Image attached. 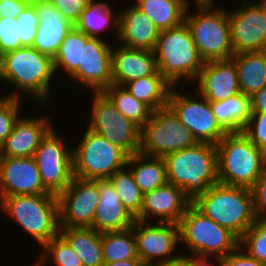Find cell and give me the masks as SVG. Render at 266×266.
I'll return each instance as SVG.
<instances>
[{
  "label": "cell",
  "instance_id": "cell-1",
  "mask_svg": "<svg viewBox=\"0 0 266 266\" xmlns=\"http://www.w3.org/2000/svg\"><path fill=\"white\" fill-rule=\"evenodd\" d=\"M55 76L53 58L33 47H22L1 56L0 82L15 88L3 96L31 97L38 107L46 108L44 106H49L53 97Z\"/></svg>",
  "mask_w": 266,
  "mask_h": 266
},
{
  "label": "cell",
  "instance_id": "cell-2",
  "mask_svg": "<svg viewBox=\"0 0 266 266\" xmlns=\"http://www.w3.org/2000/svg\"><path fill=\"white\" fill-rule=\"evenodd\" d=\"M163 159L168 183L182 189L191 201L219 182L216 145L197 142Z\"/></svg>",
  "mask_w": 266,
  "mask_h": 266
},
{
  "label": "cell",
  "instance_id": "cell-3",
  "mask_svg": "<svg viewBox=\"0 0 266 266\" xmlns=\"http://www.w3.org/2000/svg\"><path fill=\"white\" fill-rule=\"evenodd\" d=\"M194 12L188 5L184 22L189 27L192 39L204 62L226 60L234 55L231 42L228 8L193 0Z\"/></svg>",
  "mask_w": 266,
  "mask_h": 266
},
{
  "label": "cell",
  "instance_id": "cell-4",
  "mask_svg": "<svg viewBox=\"0 0 266 266\" xmlns=\"http://www.w3.org/2000/svg\"><path fill=\"white\" fill-rule=\"evenodd\" d=\"M0 210L34 239L39 250L60 233L59 201L54 194L14 195L0 200Z\"/></svg>",
  "mask_w": 266,
  "mask_h": 266
},
{
  "label": "cell",
  "instance_id": "cell-5",
  "mask_svg": "<svg viewBox=\"0 0 266 266\" xmlns=\"http://www.w3.org/2000/svg\"><path fill=\"white\" fill-rule=\"evenodd\" d=\"M191 203L239 239L257 219L251 189L244 187L228 186L218 182L206 192L197 195Z\"/></svg>",
  "mask_w": 266,
  "mask_h": 266
},
{
  "label": "cell",
  "instance_id": "cell-6",
  "mask_svg": "<svg viewBox=\"0 0 266 266\" xmlns=\"http://www.w3.org/2000/svg\"><path fill=\"white\" fill-rule=\"evenodd\" d=\"M154 54L158 71L172 86L194 84L205 63L185 22L160 31Z\"/></svg>",
  "mask_w": 266,
  "mask_h": 266
},
{
  "label": "cell",
  "instance_id": "cell-7",
  "mask_svg": "<svg viewBox=\"0 0 266 266\" xmlns=\"http://www.w3.org/2000/svg\"><path fill=\"white\" fill-rule=\"evenodd\" d=\"M219 183L251 189L266 168V152L244 134L228 133L217 144Z\"/></svg>",
  "mask_w": 266,
  "mask_h": 266
},
{
  "label": "cell",
  "instance_id": "cell-8",
  "mask_svg": "<svg viewBox=\"0 0 266 266\" xmlns=\"http://www.w3.org/2000/svg\"><path fill=\"white\" fill-rule=\"evenodd\" d=\"M178 226L180 245L188 250L181 253L186 255L223 258L239 246V238L234 233L208 218L192 203L186 208Z\"/></svg>",
  "mask_w": 266,
  "mask_h": 266
},
{
  "label": "cell",
  "instance_id": "cell-9",
  "mask_svg": "<svg viewBox=\"0 0 266 266\" xmlns=\"http://www.w3.org/2000/svg\"><path fill=\"white\" fill-rule=\"evenodd\" d=\"M72 147L73 174L87 180H105L126 166L128 155L106 138L88 129Z\"/></svg>",
  "mask_w": 266,
  "mask_h": 266
},
{
  "label": "cell",
  "instance_id": "cell-10",
  "mask_svg": "<svg viewBox=\"0 0 266 266\" xmlns=\"http://www.w3.org/2000/svg\"><path fill=\"white\" fill-rule=\"evenodd\" d=\"M89 93L93 96L86 127L118 146L128 156L139 153L140 127L122 115L103 91Z\"/></svg>",
  "mask_w": 266,
  "mask_h": 266
},
{
  "label": "cell",
  "instance_id": "cell-11",
  "mask_svg": "<svg viewBox=\"0 0 266 266\" xmlns=\"http://www.w3.org/2000/svg\"><path fill=\"white\" fill-rule=\"evenodd\" d=\"M197 141L167 106L152 112L140 128V151L144 156L163 158L194 146Z\"/></svg>",
  "mask_w": 266,
  "mask_h": 266
},
{
  "label": "cell",
  "instance_id": "cell-12",
  "mask_svg": "<svg viewBox=\"0 0 266 266\" xmlns=\"http://www.w3.org/2000/svg\"><path fill=\"white\" fill-rule=\"evenodd\" d=\"M58 131L53 126L41 139L33 155L43 186L57 196L74 177L72 146L66 144L67 139Z\"/></svg>",
  "mask_w": 266,
  "mask_h": 266
},
{
  "label": "cell",
  "instance_id": "cell-13",
  "mask_svg": "<svg viewBox=\"0 0 266 266\" xmlns=\"http://www.w3.org/2000/svg\"><path fill=\"white\" fill-rule=\"evenodd\" d=\"M178 88L177 86L172 87L167 106L190 130L198 143L216 145L228 132L217 121L210 102L200 93L197 94V91L193 92L196 94L193 98L188 92Z\"/></svg>",
  "mask_w": 266,
  "mask_h": 266
},
{
  "label": "cell",
  "instance_id": "cell-14",
  "mask_svg": "<svg viewBox=\"0 0 266 266\" xmlns=\"http://www.w3.org/2000/svg\"><path fill=\"white\" fill-rule=\"evenodd\" d=\"M132 228L137 255L144 266H159L181 254L178 224L136 220Z\"/></svg>",
  "mask_w": 266,
  "mask_h": 266
},
{
  "label": "cell",
  "instance_id": "cell-15",
  "mask_svg": "<svg viewBox=\"0 0 266 266\" xmlns=\"http://www.w3.org/2000/svg\"><path fill=\"white\" fill-rule=\"evenodd\" d=\"M241 3L230 9L232 11L228 10L234 54L266 50L265 4L262 0H243Z\"/></svg>",
  "mask_w": 266,
  "mask_h": 266
},
{
  "label": "cell",
  "instance_id": "cell-16",
  "mask_svg": "<svg viewBox=\"0 0 266 266\" xmlns=\"http://www.w3.org/2000/svg\"><path fill=\"white\" fill-rule=\"evenodd\" d=\"M60 228L91 227L100 200L98 180L73 177L58 196Z\"/></svg>",
  "mask_w": 266,
  "mask_h": 266
},
{
  "label": "cell",
  "instance_id": "cell-17",
  "mask_svg": "<svg viewBox=\"0 0 266 266\" xmlns=\"http://www.w3.org/2000/svg\"><path fill=\"white\" fill-rule=\"evenodd\" d=\"M112 49L107 39L90 37L84 46L83 67L68 78L88 88L90 92L104 91L112 85Z\"/></svg>",
  "mask_w": 266,
  "mask_h": 266
},
{
  "label": "cell",
  "instance_id": "cell-18",
  "mask_svg": "<svg viewBox=\"0 0 266 266\" xmlns=\"http://www.w3.org/2000/svg\"><path fill=\"white\" fill-rule=\"evenodd\" d=\"M52 194L44 186L33 157L0 161V200L14 195Z\"/></svg>",
  "mask_w": 266,
  "mask_h": 266
},
{
  "label": "cell",
  "instance_id": "cell-19",
  "mask_svg": "<svg viewBox=\"0 0 266 266\" xmlns=\"http://www.w3.org/2000/svg\"><path fill=\"white\" fill-rule=\"evenodd\" d=\"M190 203L182 189L167 182L143 194L141 212L136 220L178 224Z\"/></svg>",
  "mask_w": 266,
  "mask_h": 266
},
{
  "label": "cell",
  "instance_id": "cell-20",
  "mask_svg": "<svg viewBox=\"0 0 266 266\" xmlns=\"http://www.w3.org/2000/svg\"><path fill=\"white\" fill-rule=\"evenodd\" d=\"M194 89L209 102L222 101L240 93L237 69L232 58L205 62Z\"/></svg>",
  "mask_w": 266,
  "mask_h": 266
},
{
  "label": "cell",
  "instance_id": "cell-21",
  "mask_svg": "<svg viewBox=\"0 0 266 266\" xmlns=\"http://www.w3.org/2000/svg\"><path fill=\"white\" fill-rule=\"evenodd\" d=\"M39 116H20L3 143L5 157H33L41 139L55 126L48 115Z\"/></svg>",
  "mask_w": 266,
  "mask_h": 266
},
{
  "label": "cell",
  "instance_id": "cell-22",
  "mask_svg": "<svg viewBox=\"0 0 266 266\" xmlns=\"http://www.w3.org/2000/svg\"><path fill=\"white\" fill-rule=\"evenodd\" d=\"M119 11V34L115 43L154 51L160 31L134 4L122 7Z\"/></svg>",
  "mask_w": 266,
  "mask_h": 266
},
{
  "label": "cell",
  "instance_id": "cell-23",
  "mask_svg": "<svg viewBox=\"0 0 266 266\" xmlns=\"http://www.w3.org/2000/svg\"><path fill=\"white\" fill-rule=\"evenodd\" d=\"M98 191L100 200L91 227L100 233L131 228L136 218L124 207L108 179L98 180Z\"/></svg>",
  "mask_w": 266,
  "mask_h": 266
},
{
  "label": "cell",
  "instance_id": "cell-24",
  "mask_svg": "<svg viewBox=\"0 0 266 266\" xmlns=\"http://www.w3.org/2000/svg\"><path fill=\"white\" fill-rule=\"evenodd\" d=\"M116 45L112 49V84L123 86L158 70L154 51Z\"/></svg>",
  "mask_w": 266,
  "mask_h": 266
},
{
  "label": "cell",
  "instance_id": "cell-25",
  "mask_svg": "<svg viewBox=\"0 0 266 266\" xmlns=\"http://www.w3.org/2000/svg\"><path fill=\"white\" fill-rule=\"evenodd\" d=\"M39 18L37 34L32 47L54 58L60 45L74 25L49 3L34 5Z\"/></svg>",
  "mask_w": 266,
  "mask_h": 266
},
{
  "label": "cell",
  "instance_id": "cell-26",
  "mask_svg": "<svg viewBox=\"0 0 266 266\" xmlns=\"http://www.w3.org/2000/svg\"><path fill=\"white\" fill-rule=\"evenodd\" d=\"M111 5L109 0H92L74 26L89 37L102 39H106L102 34L108 29L111 32L112 29L117 40L119 34V12L116 14L114 7Z\"/></svg>",
  "mask_w": 266,
  "mask_h": 266
},
{
  "label": "cell",
  "instance_id": "cell-27",
  "mask_svg": "<svg viewBox=\"0 0 266 266\" xmlns=\"http://www.w3.org/2000/svg\"><path fill=\"white\" fill-rule=\"evenodd\" d=\"M79 256L83 266H103L102 233L92 227L60 228L59 233Z\"/></svg>",
  "mask_w": 266,
  "mask_h": 266
},
{
  "label": "cell",
  "instance_id": "cell-28",
  "mask_svg": "<svg viewBox=\"0 0 266 266\" xmlns=\"http://www.w3.org/2000/svg\"><path fill=\"white\" fill-rule=\"evenodd\" d=\"M240 93L252 96L266 85V50L234 54Z\"/></svg>",
  "mask_w": 266,
  "mask_h": 266
},
{
  "label": "cell",
  "instance_id": "cell-29",
  "mask_svg": "<svg viewBox=\"0 0 266 266\" xmlns=\"http://www.w3.org/2000/svg\"><path fill=\"white\" fill-rule=\"evenodd\" d=\"M191 1V0H190ZM189 0H135L141 10L159 31L177 27L184 22Z\"/></svg>",
  "mask_w": 266,
  "mask_h": 266
},
{
  "label": "cell",
  "instance_id": "cell-30",
  "mask_svg": "<svg viewBox=\"0 0 266 266\" xmlns=\"http://www.w3.org/2000/svg\"><path fill=\"white\" fill-rule=\"evenodd\" d=\"M214 116L228 133H241L252 114L251 97L242 93L210 102Z\"/></svg>",
  "mask_w": 266,
  "mask_h": 266
},
{
  "label": "cell",
  "instance_id": "cell-31",
  "mask_svg": "<svg viewBox=\"0 0 266 266\" xmlns=\"http://www.w3.org/2000/svg\"><path fill=\"white\" fill-rule=\"evenodd\" d=\"M126 167L131 171L134 182L143 194L168 182L163 158L137 153L128 156Z\"/></svg>",
  "mask_w": 266,
  "mask_h": 266
},
{
  "label": "cell",
  "instance_id": "cell-32",
  "mask_svg": "<svg viewBox=\"0 0 266 266\" xmlns=\"http://www.w3.org/2000/svg\"><path fill=\"white\" fill-rule=\"evenodd\" d=\"M123 87L153 111L167 107L172 85L157 70L153 75L129 81Z\"/></svg>",
  "mask_w": 266,
  "mask_h": 266
},
{
  "label": "cell",
  "instance_id": "cell-33",
  "mask_svg": "<svg viewBox=\"0 0 266 266\" xmlns=\"http://www.w3.org/2000/svg\"><path fill=\"white\" fill-rule=\"evenodd\" d=\"M89 38L75 26L69 31L53 58L57 76L62 73L69 78L78 67H83L84 46Z\"/></svg>",
  "mask_w": 266,
  "mask_h": 266
},
{
  "label": "cell",
  "instance_id": "cell-34",
  "mask_svg": "<svg viewBox=\"0 0 266 266\" xmlns=\"http://www.w3.org/2000/svg\"><path fill=\"white\" fill-rule=\"evenodd\" d=\"M117 110L140 128L150 119L153 110L136 99L123 86L112 84L103 91Z\"/></svg>",
  "mask_w": 266,
  "mask_h": 266
},
{
  "label": "cell",
  "instance_id": "cell-35",
  "mask_svg": "<svg viewBox=\"0 0 266 266\" xmlns=\"http://www.w3.org/2000/svg\"><path fill=\"white\" fill-rule=\"evenodd\" d=\"M102 251L104 263L139 258L133 228L102 233Z\"/></svg>",
  "mask_w": 266,
  "mask_h": 266
},
{
  "label": "cell",
  "instance_id": "cell-36",
  "mask_svg": "<svg viewBox=\"0 0 266 266\" xmlns=\"http://www.w3.org/2000/svg\"><path fill=\"white\" fill-rule=\"evenodd\" d=\"M108 180L124 207L136 218L141 212L143 193L134 182L131 171L125 166L123 169L115 171Z\"/></svg>",
  "mask_w": 266,
  "mask_h": 266
},
{
  "label": "cell",
  "instance_id": "cell-37",
  "mask_svg": "<svg viewBox=\"0 0 266 266\" xmlns=\"http://www.w3.org/2000/svg\"><path fill=\"white\" fill-rule=\"evenodd\" d=\"M36 258L43 266H83L79 256L68 242L59 234L49 240Z\"/></svg>",
  "mask_w": 266,
  "mask_h": 266
},
{
  "label": "cell",
  "instance_id": "cell-38",
  "mask_svg": "<svg viewBox=\"0 0 266 266\" xmlns=\"http://www.w3.org/2000/svg\"><path fill=\"white\" fill-rule=\"evenodd\" d=\"M239 247L257 261L266 263V218H257L239 239Z\"/></svg>",
  "mask_w": 266,
  "mask_h": 266
},
{
  "label": "cell",
  "instance_id": "cell-39",
  "mask_svg": "<svg viewBox=\"0 0 266 266\" xmlns=\"http://www.w3.org/2000/svg\"><path fill=\"white\" fill-rule=\"evenodd\" d=\"M25 99H18L7 96H0V141L5 142L11 134L15 123L20 118L21 102Z\"/></svg>",
  "mask_w": 266,
  "mask_h": 266
},
{
  "label": "cell",
  "instance_id": "cell-40",
  "mask_svg": "<svg viewBox=\"0 0 266 266\" xmlns=\"http://www.w3.org/2000/svg\"><path fill=\"white\" fill-rule=\"evenodd\" d=\"M22 47H32L37 34L39 18L34 5H27L16 18Z\"/></svg>",
  "mask_w": 266,
  "mask_h": 266
},
{
  "label": "cell",
  "instance_id": "cell-41",
  "mask_svg": "<svg viewBox=\"0 0 266 266\" xmlns=\"http://www.w3.org/2000/svg\"><path fill=\"white\" fill-rule=\"evenodd\" d=\"M22 48L16 18H0V56Z\"/></svg>",
  "mask_w": 266,
  "mask_h": 266
},
{
  "label": "cell",
  "instance_id": "cell-42",
  "mask_svg": "<svg viewBox=\"0 0 266 266\" xmlns=\"http://www.w3.org/2000/svg\"><path fill=\"white\" fill-rule=\"evenodd\" d=\"M243 134L266 152V112L252 113Z\"/></svg>",
  "mask_w": 266,
  "mask_h": 266
},
{
  "label": "cell",
  "instance_id": "cell-43",
  "mask_svg": "<svg viewBox=\"0 0 266 266\" xmlns=\"http://www.w3.org/2000/svg\"><path fill=\"white\" fill-rule=\"evenodd\" d=\"M92 0H52L55 8L73 25L79 20L82 12Z\"/></svg>",
  "mask_w": 266,
  "mask_h": 266
},
{
  "label": "cell",
  "instance_id": "cell-44",
  "mask_svg": "<svg viewBox=\"0 0 266 266\" xmlns=\"http://www.w3.org/2000/svg\"><path fill=\"white\" fill-rule=\"evenodd\" d=\"M256 218H266V168L251 188Z\"/></svg>",
  "mask_w": 266,
  "mask_h": 266
},
{
  "label": "cell",
  "instance_id": "cell-45",
  "mask_svg": "<svg viewBox=\"0 0 266 266\" xmlns=\"http://www.w3.org/2000/svg\"><path fill=\"white\" fill-rule=\"evenodd\" d=\"M222 259V266H266V263L257 261L249 256L239 246Z\"/></svg>",
  "mask_w": 266,
  "mask_h": 266
},
{
  "label": "cell",
  "instance_id": "cell-46",
  "mask_svg": "<svg viewBox=\"0 0 266 266\" xmlns=\"http://www.w3.org/2000/svg\"><path fill=\"white\" fill-rule=\"evenodd\" d=\"M27 5L26 0H0V17L17 18Z\"/></svg>",
  "mask_w": 266,
  "mask_h": 266
},
{
  "label": "cell",
  "instance_id": "cell-47",
  "mask_svg": "<svg viewBox=\"0 0 266 266\" xmlns=\"http://www.w3.org/2000/svg\"><path fill=\"white\" fill-rule=\"evenodd\" d=\"M252 113L266 112V85L251 96Z\"/></svg>",
  "mask_w": 266,
  "mask_h": 266
},
{
  "label": "cell",
  "instance_id": "cell-48",
  "mask_svg": "<svg viewBox=\"0 0 266 266\" xmlns=\"http://www.w3.org/2000/svg\"><path fill=\"white\" fill-rule=\"evenodd\" d=\"M195 266H222V259L216 256L189 255Z\"/></svg>",
  "mask_w": 266,
  "mask_h": 266
},
{
  "label": "cell",
  "instance_id": "cell-49",
  "mask_svg": "<svg viewBox=\"0 0 266 266\" xmlns=\"http://www.w3.org/2000/svg\"><path fill=\"white\" fill-rule=\"evenodd\" d=\"M159 266H195V263L189 255L181 253L176 258L162 263Z\"/></svg>",
  "mask_w": 266,
  "mask_h": 266
},
{
  "label": "cell",
  "instance_id": "cell-50",
  "mask_svg": "<svg viewBox=\"0 0 266 266\" xmlns=\"http://www.w3.org/2000/svg\"><path fill=\"white\" fill-rule=\"evenodd\" d=\"M103 266H144L139 258L127 259L112 263H104Z\"/></svg>",
  "mask_w": 266,
  "mask_h": 266
},
{
  "label": "cell",
  "instance_id": "cell-51",
  "mask_svg": "<svg viewBox=\"0 0 266 266\" xmlns=\"http://www.w3.org/2000/svg\"><path fill=\"white\" fill-rule=\"evenodd\" d=\"M28 5H37L41 3H49L52 2V0H26Z\"/></svg>",
  "mask_w": 266,
  "mask_h": 266
},
{
  "label": "cell",
  "instance_id": "cell-52",
  "mask_svg": "<svg viewBox=\"0 0 266 266\" xmlns=\"http://www.w3.org/2000/svg\"><path fill=\"white\" fill-rule=\"evenodd\" d=\"M4 145L3 143L0 141V161L4 158Z\"/></svg>",
  "mask_w": 266,
  "mask_h": 266
},
{
  "label": "cell",
  "instance_id": "cell-53",
  "mask_svg": "<svg viewBox=\"0 0 266 266\" xmlns=\"http://www.w3.org/2000/svg\"><path fill=\"white\" fill-rule=\"evenodd\" d=\"M36 261L31 263L32 265L31 266H43L37 259H35Z\"/></svg>",
  "mask_w": 266,
  "mask_h": 266
}]
</instances>
